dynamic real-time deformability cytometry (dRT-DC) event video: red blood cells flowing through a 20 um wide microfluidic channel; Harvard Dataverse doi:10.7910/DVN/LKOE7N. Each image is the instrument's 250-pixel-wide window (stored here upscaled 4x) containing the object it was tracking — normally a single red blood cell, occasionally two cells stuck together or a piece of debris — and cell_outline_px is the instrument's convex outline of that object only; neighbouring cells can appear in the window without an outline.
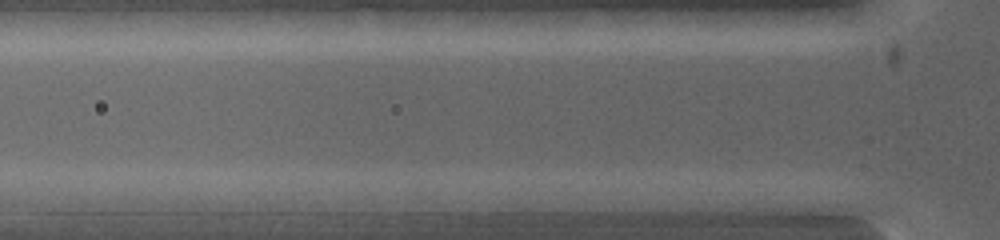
{"species": "common noctule bat (a hibernating species)", "species_latin": "Nyctalus noctula", "temperature_condition": "warm", "stored_images_in_passage": 8, "camera_frame_rate_fps": 5000, "um_per_image_px": 0.085, "animal": {"sex": "female", "body_mass_g": 19.0, "forearm_length_mm": 53.3}, "frame": {"image": 1, "passage_image": 6, "time_ms": 1.0, "image_size_px": [1000, 240], "cell_outline_px": [[600, 200], [592, 212], [524, 216], [496, 212], [488, 200], [496, 192], [560, 192]], "centroid_in_image_um": [45.99, 17.29], "position_along_channel_um": 79.8, "area_um2": 15.49}}